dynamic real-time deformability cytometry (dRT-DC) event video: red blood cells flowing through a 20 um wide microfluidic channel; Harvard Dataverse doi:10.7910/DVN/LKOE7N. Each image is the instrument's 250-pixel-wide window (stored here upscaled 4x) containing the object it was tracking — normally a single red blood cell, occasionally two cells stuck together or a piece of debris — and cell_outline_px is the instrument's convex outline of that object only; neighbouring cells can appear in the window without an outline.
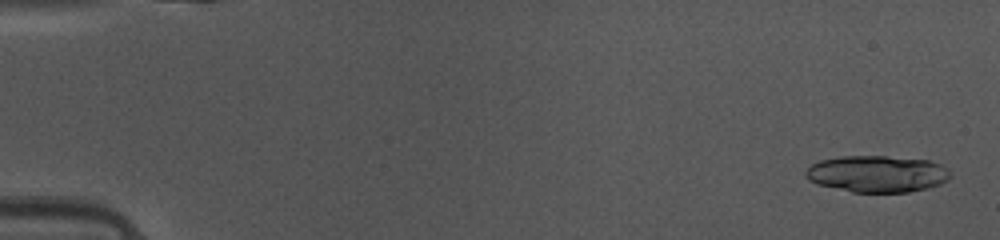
{"species": "common noctule bat (a hibernating species)", "species_latin": "Nyctalus noctula", "temperature_condition": "warm", "stored_images_in_passage": 19, "camera_frame_rate_fps": 3000, "um_per_image_px": 0.085, "animal": {"sex": "female", "body_mass_g": 10.0, "forearm_length_mm": 53.1}, "frame": {"image": 1, "passage_image": 2, "time_ms": 0.333, "image_size_px": [1000, 240], "cell_outline_px": [[952, 176], [948, 180], [940, 184], [928, 188], [908, 192], [852, 192], [816, 184], [808, 180], [804, 176], [804, 172], [812, 164], [820, 160], [840, 156], [884, 156], [928, 160], [940, 164], [948, 168], [952, 172]], "centroid_in_image_um": [74.56, 14.78], "position_along_channel_um": 10.4, "area_um2": 31.21}}